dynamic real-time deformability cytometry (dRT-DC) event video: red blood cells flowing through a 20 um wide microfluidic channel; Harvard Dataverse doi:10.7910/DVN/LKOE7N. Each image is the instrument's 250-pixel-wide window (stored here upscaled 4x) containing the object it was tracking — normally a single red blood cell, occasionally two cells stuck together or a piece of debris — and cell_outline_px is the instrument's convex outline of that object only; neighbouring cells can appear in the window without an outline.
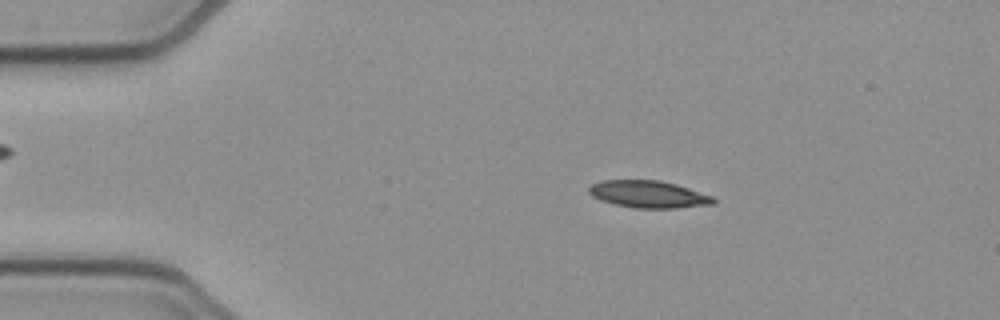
{"species": "common noctule bat (a hibernating species)", "species_latin": "Nyctalus noctula", "temperature_condition": "cold", "stored_images_in_passage": 52, "camera_frame_rate_fps": 3000, "um_per_image_px": 0.085, "animal": {"sex": "female", "body_mass_g": 21.9}, "frame": {"image": 1, "passage_image": 9, "time_ms": 2.667, "image_size_px": [1000, 320], "cell_outline_px": [[716, 204], [676, 208], [636, 208], [616, 204], [600, 200], [592, 196], [588, 192], [588, 188], [592, 184], [600, 180], [660, 180], [676, 184], [712, 196], [716, 200]], "centroid_in_image_um": [55.12, 16.51], "position_along_channel_um": 29.9, "area_um2": 19.71}}
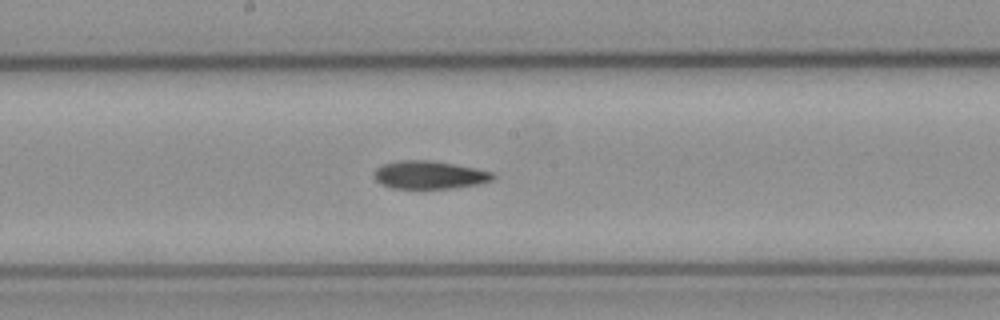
{"frame": {"image": 2, "passage_image": 27, "time_ms": 8.667, "image_size_px": [1000, 320], "cell_outline_px": [[496, 176], [492, 180], [480, 184], [452, 188], [392, 188], [380, 184], [372, 176], [372, 172], [376, 168], [384, 164], [400, 160], [428, 160], [452, 164], [492, 172]], "centroid_in_image_um": [36.45, 14.87], "position_along_channel_um": 211.8, "area_um2": 19.31}}
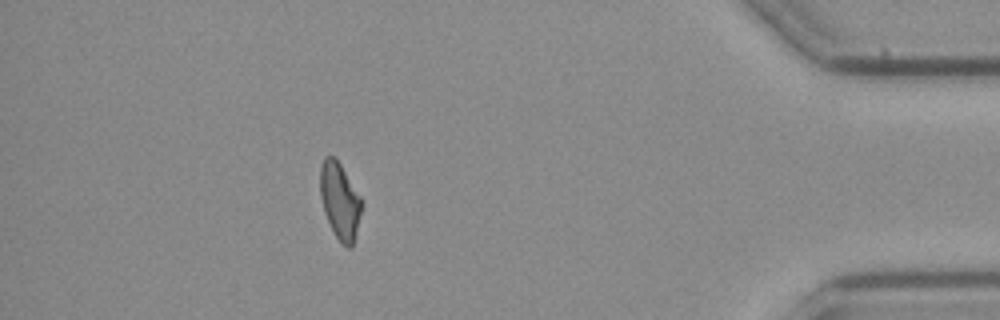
{"frame": {"image": 3, "passage_image": 46, "time_ms": 15.0, "image_size_px": [1000, 320], "cell_outline_px": [[364, 204], [352, 248], [348, 248], [336, 236], [324, 212], [320, 196], [320, 168], [324, 156], [332, 156], [340, 164], [360, 196]], "centroid_in_image_um": [28.9, 17.07], "position_along_channel_um": 406.3, "area_um2": 18.32}}